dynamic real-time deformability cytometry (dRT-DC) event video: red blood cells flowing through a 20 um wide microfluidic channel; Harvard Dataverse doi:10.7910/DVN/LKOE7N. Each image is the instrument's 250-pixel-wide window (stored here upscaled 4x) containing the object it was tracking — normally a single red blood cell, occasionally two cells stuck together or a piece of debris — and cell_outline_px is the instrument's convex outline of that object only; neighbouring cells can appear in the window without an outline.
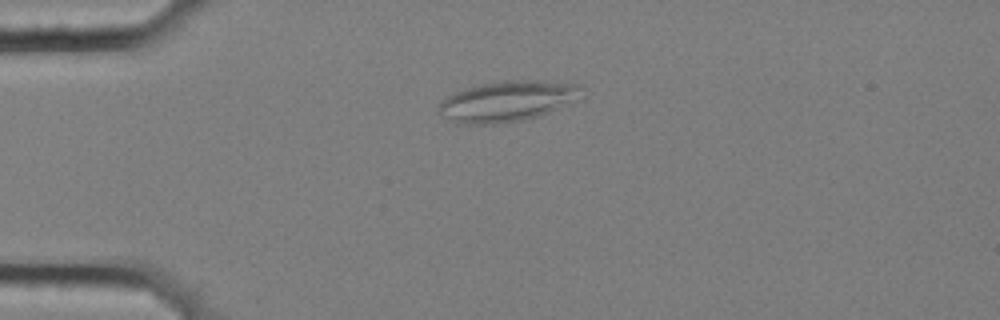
{"species": "common noctule bat (a hibernating species)", "species_latin": "Nyctalus noctula", "temperature_condition": "cold", "stored_images_in_passage": 5, "camera_frame_rate_fps": 3000, "um_per_image_px": 0.085, "animal": {"sex": "female", "body_mass_g": 25.1}, "frame": {"image": 1, "passage_image": 4, "time_ms": 1.0, "image_size_px": [1000, 320], "cell_outline_px": [[584, 100], [540, 116], [524, 120], [496, 124], [460, 124], [448, 120], [436, 108], [440, 100], [452, 92], [464, 88], [504, 80], [544, 80], [576, 84], [580, 88]], "centroid_in_image_um": [43.17, 8.61], "position_along_channel_um": 41.8, "area_um2": 34.68}}